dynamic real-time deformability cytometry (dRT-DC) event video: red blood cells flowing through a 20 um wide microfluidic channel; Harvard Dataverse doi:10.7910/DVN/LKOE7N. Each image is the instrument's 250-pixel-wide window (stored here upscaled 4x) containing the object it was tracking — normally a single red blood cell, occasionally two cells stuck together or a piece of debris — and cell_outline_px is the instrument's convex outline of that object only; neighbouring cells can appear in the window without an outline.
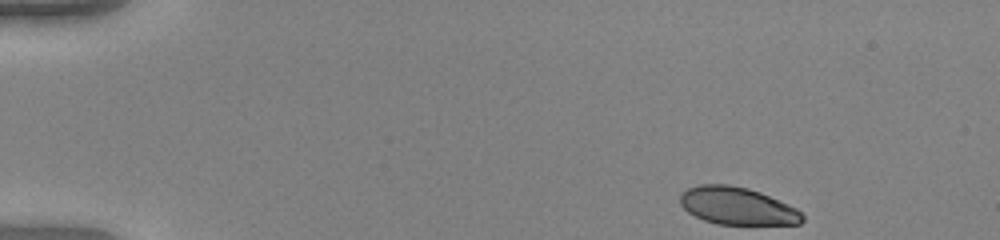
{"species": "human", "species_latin": "Homo sapiens", "temperature_condition": "warm", "stored_images_in_passage": 46, "camera_frame_rate_fps": 3000, "um_per_image_px": 0.085, "donor": {"sex": "female"}, "frame": {"image": 1, "passage_image": 1, "time_ms": 0.0, "image_size_px": [1000, 240], "cell_outline_px": [[804, 220], [800, 224], [716, 224], [704, 220], [688, 212], [680, 204], [680, 192], [688, 188], [700, 184], [728, 184], [748, 188], [760, 192], [788, 204], [796, 208], [804, 216]], "centroid_in_image_um": [62.65, 17.5], "position_along_channel_um": 22.3, "area_um2": 26.7}}
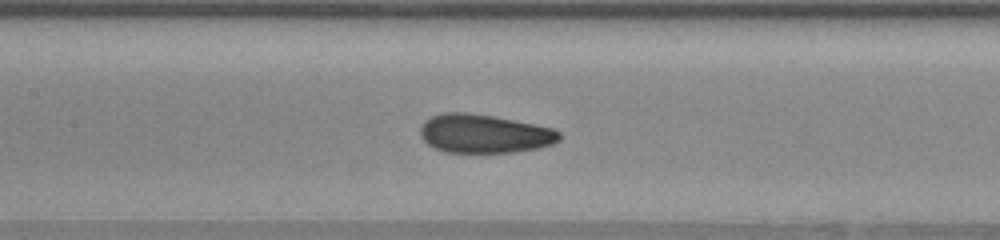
{"frame": {"image": 2, "passage_image": 20, "time_ms": 6.333, "image_size_px": [1000, 240], "cell_outline_px": [[560, 140], [552, 144], [540, 148], [512, 152], [444, 152], [428, 144], [420, 136], [420, 124], [424, 120], [432, 116], [444, 112], [464, 112], [492, 116], [552, 128], [560, 132]], "centroid_in_image_um": [41.13, 11.36], "position_along_channel_um": 166.3, "area_um2": 31.21}}
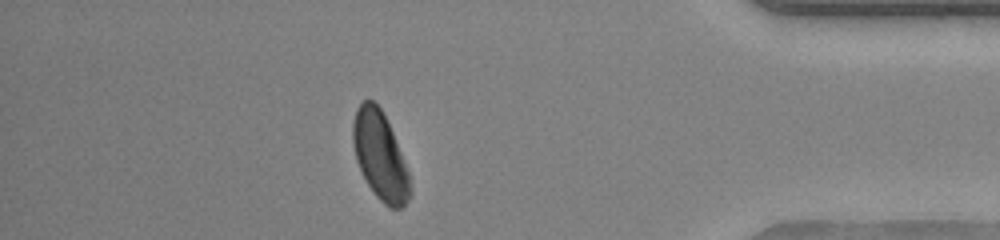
{"frame": {"image": 3, "passage_image": 40, "time_ms": 13.0, "image_size_px": [1000, 240], "cell_outline_px": [[412, 196], [400, 208], [388, 208], [376, 196], [368, 184], [356, 160], [352, 140], [352, 124], [356, 108], [364, 100], [372, 100], [380, 108], [392, 132], [408, 172], [412, 192]], "centroid_in_image_um": [32.29, 13.27], "position_along_channel_um": 402.9, "area_um2": 28.9}, "authors_computed_cell_mechanics": {"area_um2": 30.5473, "velocity_mm_per_s": 4.0368, "shape_relaxation_time_tau1_ms": 3.6061, "shape_relaxation_time_tau2_ms": 0.8328, "deformation_change_tau1": 0.166, "deformation_change_tau2": 0.0672}}